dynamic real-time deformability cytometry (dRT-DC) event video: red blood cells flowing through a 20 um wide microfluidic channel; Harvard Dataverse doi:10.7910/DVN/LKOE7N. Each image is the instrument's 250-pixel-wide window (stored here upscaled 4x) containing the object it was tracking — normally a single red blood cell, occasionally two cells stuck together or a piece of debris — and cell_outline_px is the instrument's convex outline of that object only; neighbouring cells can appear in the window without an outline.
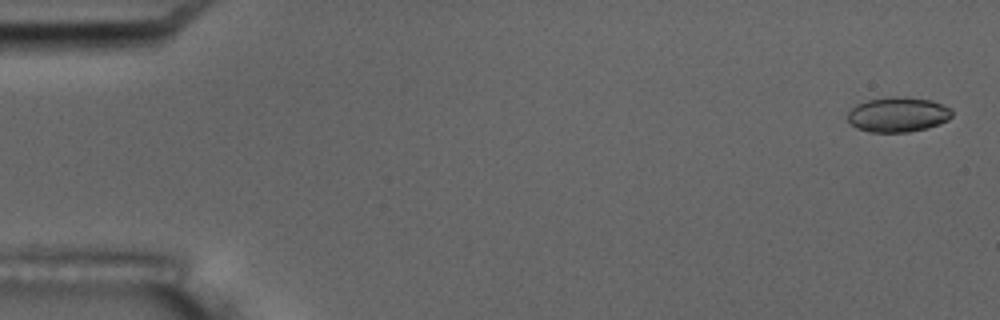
{"species": "common noctule bat (a hibernating species)", "species_latin": "Nyctalus noctula", "temperature_condition": "room temperature", "stored_images_in_passage": 6, "camera_frame_rate_fps": 3000, "um_per_image_px": 0.085, "animal": {"sex": "male", "body_mass_g": 17.5, "forearm_length_mm": 52.3}, "frame": {"image": 1, "passage_image": 1, "time_ms": 0.0, "image_size_px": [1000, 320], "cell_outline_px": [[952, 116], [948, 120], [940, 124], [928, 128], [908, 132], [868, 132], [856, 128], [848, 120], [848, 112], [856, 104], [868, 100], [892, 96], [896, 96], [932, 100], [944, 104], [952, 112]], "centroid_in_image_um": [76.33, 9.74], "position_along_channel_um": 8.7, "area_um2": 21.33}}
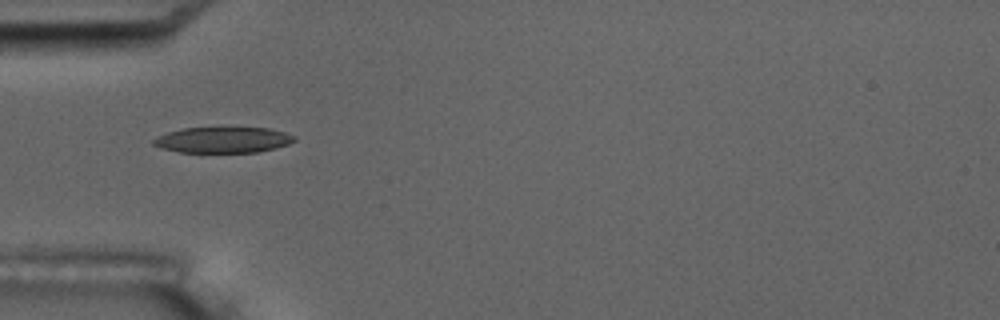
{"frame": {"image": 2, "passage_image": 5, "time_ms": 5.667, "image_size_px": [1000, 320], "cell_outline_px": [[296, 140], [288, 144], [276, 148], [256, 152], [200, 156], [160, 148], [152, 144], [152, 140], [168, 132], [184, 128], [268, 128], [284, 132], [296, 136]], "centroid_in_image_um": [18.92, 11.95], "position_along_channel_um": 66.1, "area_um2": 22.14}}